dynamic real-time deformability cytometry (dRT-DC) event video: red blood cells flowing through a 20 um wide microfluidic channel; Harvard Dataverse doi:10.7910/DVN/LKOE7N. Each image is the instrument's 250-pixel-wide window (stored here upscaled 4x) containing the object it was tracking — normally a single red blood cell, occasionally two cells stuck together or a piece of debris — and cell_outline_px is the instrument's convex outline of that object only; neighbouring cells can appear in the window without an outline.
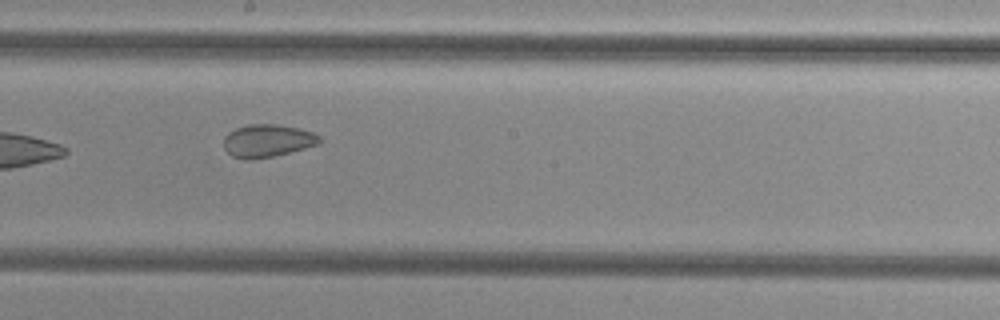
{"species": "common noctule bat (a hibernating species)", "species_latin": "Nyctalus noctula", "temperature_condition": "cold", "stored_images_in_passage": 9, "camera_frame_rate_fps": 3000, "um_per_image_px": 0.085, "animal": {"sex": "female", "body_mass_g": 29.2, "forearm_length_mm": 56.3}, "frame": {"image": 1, "passage_image": 8, "time_ms": 8.333, "image_size_px": [1000, 320], "cell_outline_px": [[320, 144], [272, 156], [252, 160], [244, 160], [232, 156], [224, 148], [224, 136], [228, 132], [236, 128], [248, 124], [276, 124], [296, 128], [312, 132], [320, 136]], "centroid_in_image_um": [22.69, 11.96], "position_along_channel_um": 225.5, "area_um2": 18.21}}
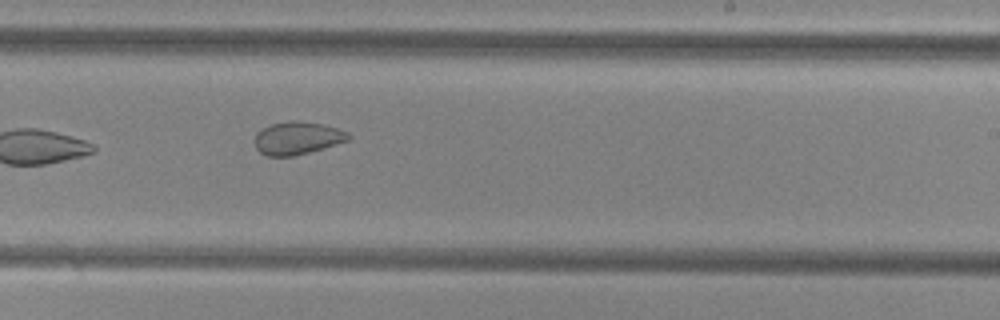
{"frame": {"image": 2, "passage_image": 9, "time_ms": 9.333, "image_size_px": [1000, 320], "cell_outline_px": [[352, 136], [348, 140], [324, 148], [292, 156], [268, 156], [260, 152], [256, 148], [256, 132], [272, 124], [288, 120], [292, 120], [324, 124], [348, 132]], "centroid_in_image_um": [25.29, 11.73], "position_along_channel_um": 263.7, "area_um2": 17.74}}